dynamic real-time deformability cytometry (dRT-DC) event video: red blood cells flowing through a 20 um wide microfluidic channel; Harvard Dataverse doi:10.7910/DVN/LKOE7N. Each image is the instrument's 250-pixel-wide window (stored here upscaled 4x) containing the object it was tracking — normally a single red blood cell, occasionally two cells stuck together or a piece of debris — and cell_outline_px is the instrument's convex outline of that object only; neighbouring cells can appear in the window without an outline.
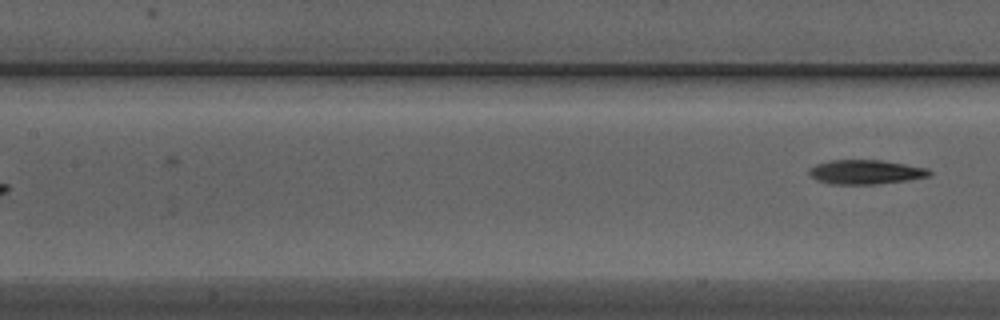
{"species": "Egyptian fruit bat (a non-hibernating species)", "species_latin": "Rousettus aegyptiacus", "temperature_condition": "warm", "stored_images_in_passage": 7, "segment_of_instrument_passage": [2, 2], "camera_frame_rate_fps": 3000, "um_per_image_px": 0.085, "animal": {"sex": "male"}, "frame": {"image": 1, "passage_image": 7, "time_ms": 2.0, "image_size_px": [1000, 320], "cell_outline_px": [[932, 172], [928, 176], [908, 180], [876, 184], [832, 184], [816, 180], [808, 172], [808, 168], [816, 164], [832, 160], [880, 160], [928, 168]], "centroid_in_image_um": [73.56, 14.62], "position_along_channel_um": 133.8, "area_um2": 16.94}}